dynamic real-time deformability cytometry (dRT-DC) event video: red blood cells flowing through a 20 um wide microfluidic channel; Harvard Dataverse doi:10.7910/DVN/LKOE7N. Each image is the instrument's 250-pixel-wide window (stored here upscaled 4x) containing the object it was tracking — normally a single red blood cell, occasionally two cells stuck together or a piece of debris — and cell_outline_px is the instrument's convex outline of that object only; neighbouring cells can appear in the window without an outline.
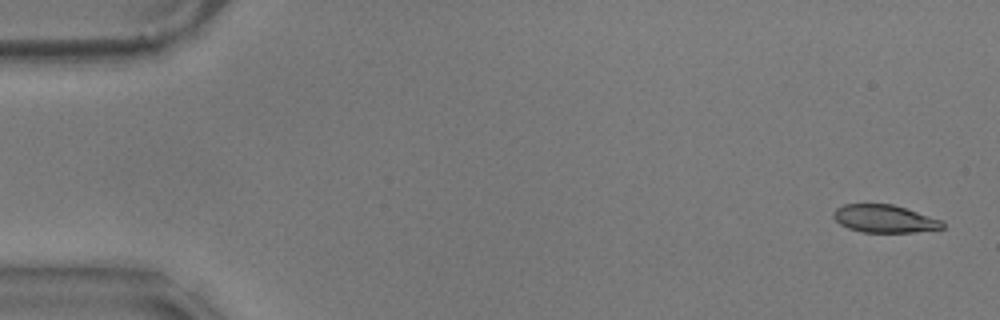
{"species": "common noctule bat (a hibernating species)", "species_latin": "Nyctalus noctula", "temperature_condition": "warm", "stored_images_in_passage": 57, "camera_frame_rate_fps": 3000, "um_per_image_px": 0.085, "animal": {"sex": "male", "body_mass_g": 17.9}, "frame": {"image": 1, "passage_image": 2, "time_ms": 0.333, "image_size_px": [1000, 320], "cell_outline_px": [[944, 228], [916, 232], [864, 232], [848, 228], [840, 224], [832, 216], [832, 212], [836, 208], [844, 204], [892, 204], [944, 220]], "centroid_in_image_um": [75.19, 18.59], "position_along_channel_um": 9.8, "area_um2": 17.69}}
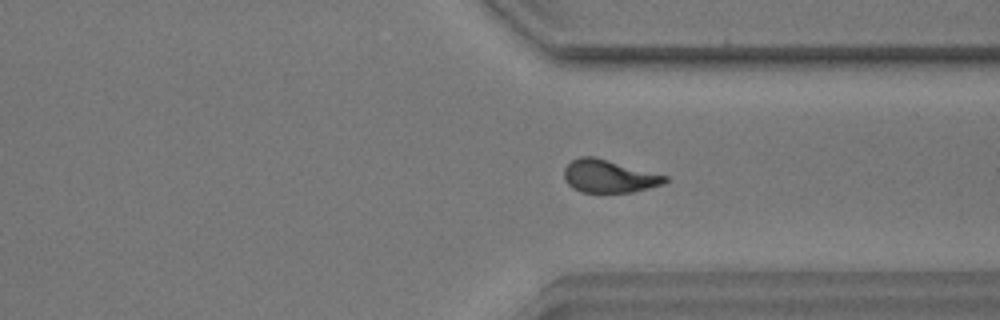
{"frame": {"image": 2, "passage_image": 43, "time_ms": 14.0, "image_size_px": [1000, 320], "cell_outline_px": [[668, 180], [664, 184], [632, 192], [580, 192], [572, 188], [564, 180], [564, 168], [572, 160], [580, 156], [592, 156], [668, 176]], "centroid_in_image_um": [51.74, 14.99], "position_along_channel_um": 359.7, "area_um2": 19.19}}
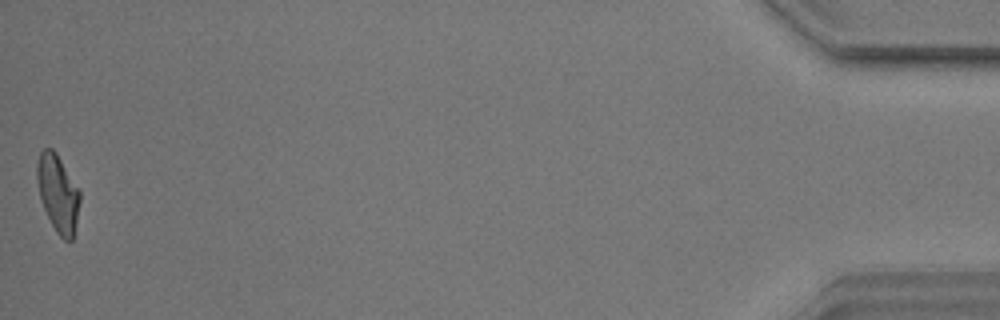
{"frame": {"image": 3, "passage_image": 57, "time_ms": 18.667, "image_size_px": [1000, 320], "cell_outline_px": [[80, 200], [72, 240], [64, 240], [56, 232], [40, 200], [36, 180], [36, 164], [40, 152], [44, 148], [52, 148], [56, 152], [80, 192]], "centroid_in_image_um": [4.89, 16.4], "position_along_channel_um": 430.3, "area_um2": 19.07}, "authors_computed_cell_mechanics": {"area_um2": 19.2474, "velocity_mm_per_s": 3.5297, "shape_relaxation_time_tau1_ms": 5.3611, "shape_relaxation_time_tau2_ms": 1.9092, "deformation_change_tau1": 0.1885, "deformation_change_tau2": 0.087}}